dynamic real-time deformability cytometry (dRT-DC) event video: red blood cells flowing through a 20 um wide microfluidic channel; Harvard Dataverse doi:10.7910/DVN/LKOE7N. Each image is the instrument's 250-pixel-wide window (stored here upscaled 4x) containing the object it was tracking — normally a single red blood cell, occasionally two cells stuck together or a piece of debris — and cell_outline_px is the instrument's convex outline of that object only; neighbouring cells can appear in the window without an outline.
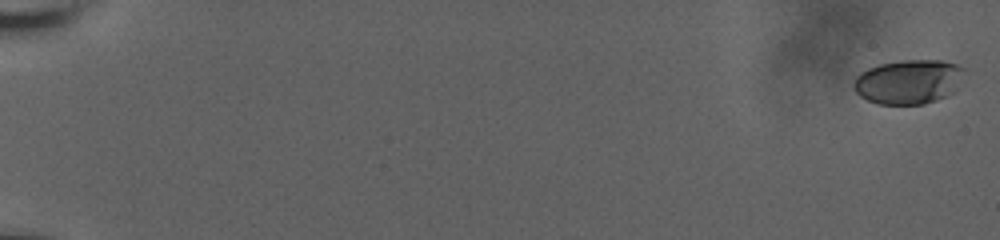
{"species": "human", "species_latin": "Homo sapiens", "temperature_condition": "room temperature", "stored_images_in_passage": 36, "camera_frame_rate_fps": 3000, "um_per_image_px": 0.085, "donor": {"sex": "male"}, "frame": {"image": 1, "passage_image": 1, "time_ms": 0.0, "image_size_px": [1000, 240], "cell_outline_px": [[964, 68], [956, 92], [948, 96], [924, 104], [876, 104], [860, 96], [856, 92], [852, 84], [856, 76], [860, 72], [868, 68], [880, 64], [904, 60], [944, 60], [956, 64]], "centroid_in_image_um": [77.22, 6.95], "position_along_channel_um": 7.8, "area_um2": 28.78}}
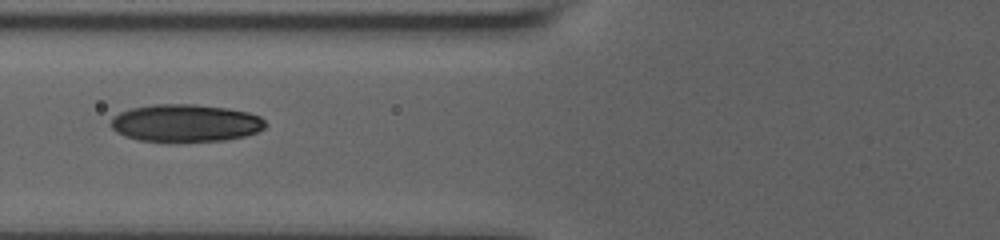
{"frame": {"image": 2, "passage_image": 26, "time_ms": 9.0, "image_size_px": [1000, 240], "cell_outline_px": [[268, 124], [264, 128], [256, 132], [244, 136], [224, 140], [168, 144], [136, 140], [124, 136], [116, 132], [108, 124], [112, 116], [120, 112], [132, 108], [152, 104], [196, 104], [228, 108], [248, 112], [260, 116]], "centroid_in_image_um": [15.71, 10.49], "position_along_channel_um": 110.1, "area_um2": 34.91}}
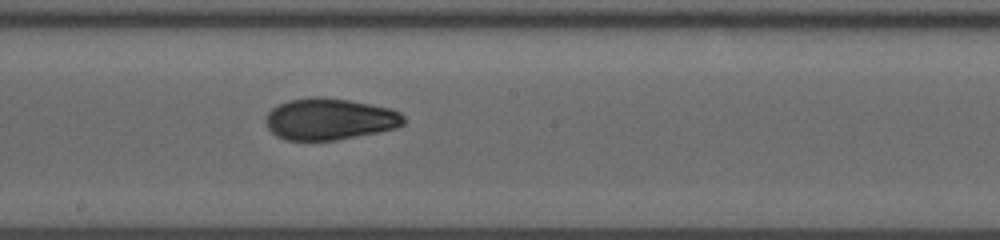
{"frame": {"image": 3, "passage_image": 36, "time_ms": 12.0, "image_size_px": [1000, 240], "cell_outline_px": [[404, 124], [396, 128], [336, 140], [284, 140], [276, 136], [268, 128], [264, 120], [264, 116], [272, 108], [288, 100], [312, 96], [320, 96], [348, 100], [388, 108], [400, 112], [404, 116]], "centroid_in_image_um": [27.97, 10.12], "position_along_channel_um": 220.2, "area_um2": 33.41}}